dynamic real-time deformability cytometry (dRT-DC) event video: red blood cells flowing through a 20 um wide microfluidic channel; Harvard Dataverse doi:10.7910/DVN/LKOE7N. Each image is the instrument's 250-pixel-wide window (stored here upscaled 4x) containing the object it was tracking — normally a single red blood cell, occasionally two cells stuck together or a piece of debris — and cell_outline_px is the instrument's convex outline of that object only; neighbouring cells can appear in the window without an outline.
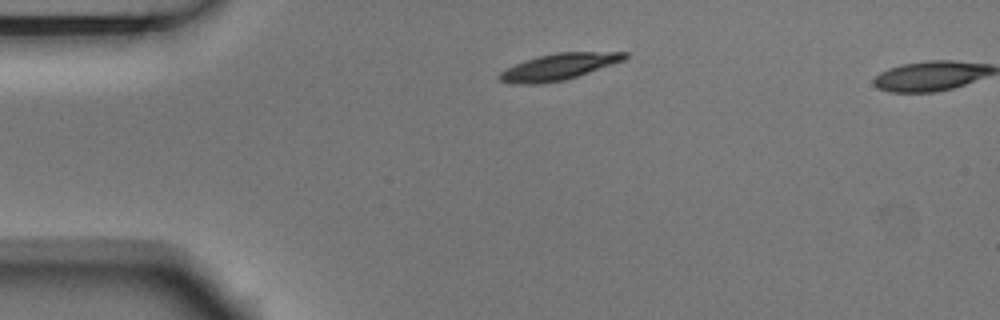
{"species": "Egyptian fruit bat (a non-hibernating species)", "species_latin": "Rousettus aegyptiacus", "temperature_condition": "room temperature", "stored_images_in_passage": 2, "camera_frame_rate_fps": 3000, "um_per_image_px": 0.085, "animal": {"sex": "male"}, "frame": {"image": 1, "passage_image": 2, "time_ms": 0.333, "image_size_px": [1000, 320], "cell_outline_px": [[628, 56], [624, 60], [564, 80], [540, 84], [520, 84], [500, 80], [496, 76], [500, 72], [516, 64], [540, 56], [556, 52], [628, 52]], "centroid_in_image_um": [47.49, 5.67], "position_along_channel_um": 37.5, "area_um2": 18.79}}